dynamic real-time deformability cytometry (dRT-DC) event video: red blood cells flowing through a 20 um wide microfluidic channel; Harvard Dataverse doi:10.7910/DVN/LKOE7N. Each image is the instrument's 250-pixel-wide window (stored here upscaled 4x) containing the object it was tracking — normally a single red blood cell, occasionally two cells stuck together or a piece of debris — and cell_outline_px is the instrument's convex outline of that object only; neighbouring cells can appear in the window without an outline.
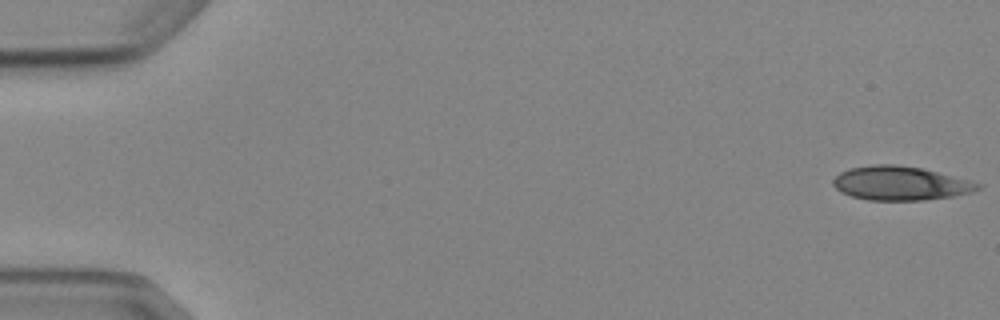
{"species": "Egyptian fruit bat (a non-hibernating species)", "species_latin": "Rousettus aegyptiacus", "temperature_condition": "cold", "stored_images_in_passage": 5, "camera_frame_rate_fps": 3000, "um_per_image_px": 0.085, "animal": {"sex": "female"}, "frame": {"image": 1, "passage_image": 1, "time_ms": 0.0, "image_size_px": [1000, 320], "cell_outline_px": [[984, 184], [980, 188], [972, 192], [952, 196], [924, 200], [868, 200], [852, 196], [840, 192], [832, 184], [832, 180], [840, 172], [848, 168], [872, 164], [896, 164], [924, 168], [972, 180]], "centroid_in_image_um": [76.55, 15.56], "position_along_channel_um": 8.4, "area_um2": 29.02}}
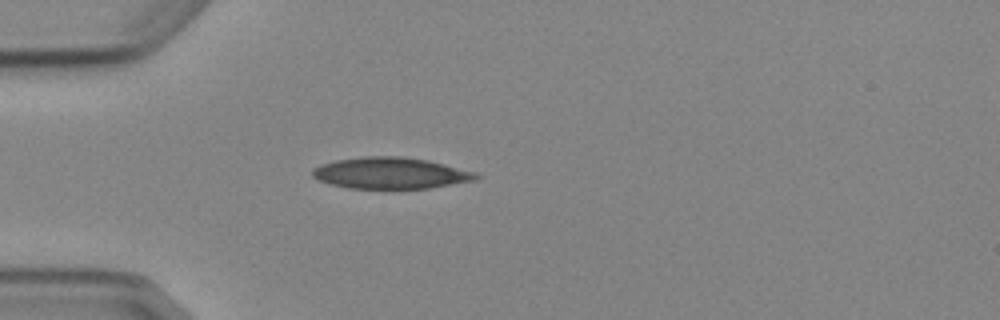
{"frame": {"image": 2, "passage_image": 5, "time_ms": 4.667, "image_size_px": [1000, 320], "cell_outline_px": [[480, 176], [476, 180], [428, 188], [348, 188], [332, 184], [320, 180], [312, 176], [312, 168], [320, 164], [336, 160], [364, 156], [404, 156], [428, 160], [476, 172]], "centroid_in_image_um": [33.2, 14.7], "position_along_channel_um": 51.8, "area_um2": 29.82}}